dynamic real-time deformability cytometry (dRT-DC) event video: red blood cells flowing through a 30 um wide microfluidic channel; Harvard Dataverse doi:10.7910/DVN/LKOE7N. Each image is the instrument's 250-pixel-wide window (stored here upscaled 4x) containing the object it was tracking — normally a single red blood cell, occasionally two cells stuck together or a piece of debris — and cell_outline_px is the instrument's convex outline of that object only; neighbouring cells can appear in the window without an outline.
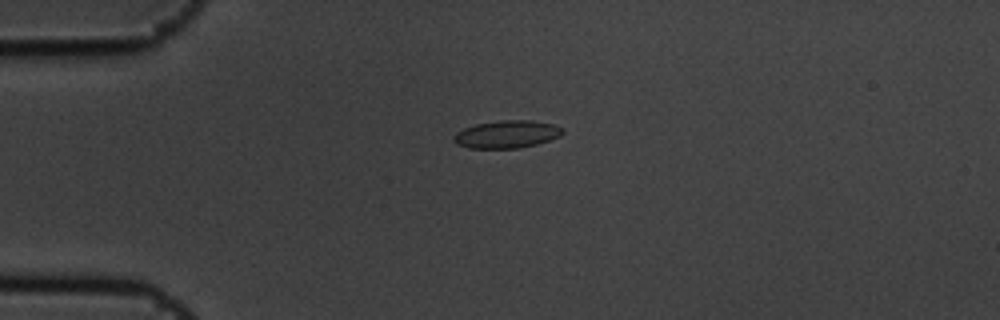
{"species": "common noctule bat (a hibernating species)", "species_latin": "Nyctalus noctula", "temperature_condition": "cold", "stored_images_in_passage": 3, "camera_frame_rate_fps": 3000, "um_per_image_px": 0.085, "animal": {"sex": "male", "body_mass_g": 19.5, "forearm_length_mm": 54.6}, "frame": {"image": 1, "passage_image": 2, "time_ms": 0.333, "image_size_px": [1000, 320], "cell_outline_px": [[564, 132], [560, 136], [536, 144], [520, 148], [468, 148], [456, 144], [452, 140], [452, 136], [456, 132], [464, 128], [476, 124], [500, 120], [532, 120], [556, 124], [564, 128]], "centroid_in_image_um": [43.08, 11.4], "position_along_channel_um": 41.9, "area_um2": 17.74}}